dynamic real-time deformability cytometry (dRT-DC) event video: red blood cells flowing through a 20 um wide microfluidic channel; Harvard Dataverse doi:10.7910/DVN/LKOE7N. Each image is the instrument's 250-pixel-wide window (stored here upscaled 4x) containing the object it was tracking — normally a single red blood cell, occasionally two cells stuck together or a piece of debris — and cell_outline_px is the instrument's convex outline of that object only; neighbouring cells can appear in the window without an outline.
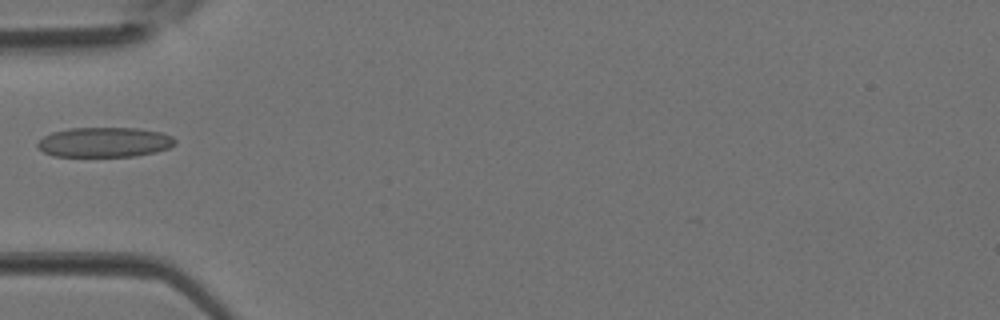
{"species": "Egyptian fruit bat (a non-hibernating species)", "species_latin": "Rousettus aegyptiacus", "temperature_condition": "room temperature", "stored_images_in_passage": 2, "camera_frame_rate_fps": 3000, "um_per_image_px": 0.085, "animal": {"sex": "female"}, "frame": {"image": 1, "passage_image": 2, "time_ms": 0.333, "image_size_px": [1000, 320], "cell_outline_px": [[176, 144], [168, 148], [156, 152], [136, 156], [52, 156], [44, 152], [36, 144], [44, 136], [52, 132], [72, 128], [136, 128], [160, 132], [172, 136], [176, 140]], "centroid_in_image_um": [8.9, 12.09], "position_along_channel_um": 76.1, "area_um2": 23.87}}